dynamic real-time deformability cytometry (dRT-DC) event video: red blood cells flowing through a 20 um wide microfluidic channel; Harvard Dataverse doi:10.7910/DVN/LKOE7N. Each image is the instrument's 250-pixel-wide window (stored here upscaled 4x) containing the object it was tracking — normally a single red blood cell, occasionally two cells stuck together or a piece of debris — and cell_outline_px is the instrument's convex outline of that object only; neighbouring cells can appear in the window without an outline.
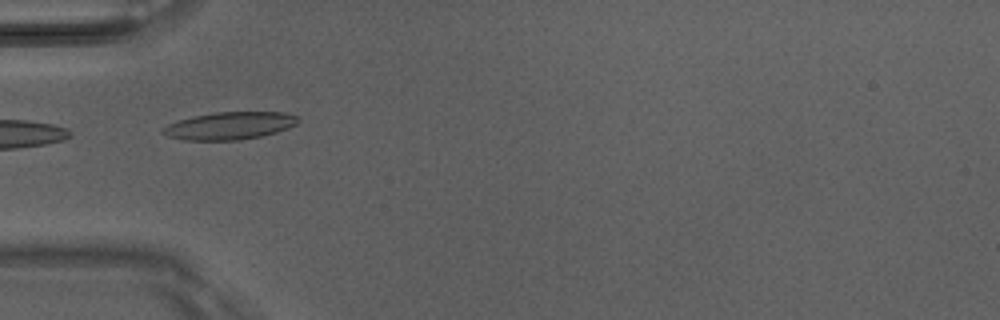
{"species": "Egyptian fruit bat (a non-hibernating species)", "species_latin": "Rousettus aegyptiacus", "temperature_condition": "room temperature", "stored_images_in_passage": 8, "camera_frame_rate_fps": 3000, "um_per_image_px": 0.085, "animal": {"sex": "male"}, "frame": {"image": 1, "passage_image": 5, "time_ms": 1.333, "image_size_px": [1000, 320], "cell_outline_px": [[296, 124], [288, 128], [276, 132], [260, 136], [240, 140], [184, 140], [168, 136], [160, 132], [168, 124], [192, 116], [212, 112], [284, 112], [296, 116]], "centroid_in_image_um": [19.48, 10.68], "position_along_channel_um": 65.5, "area_um2": 21.5}}